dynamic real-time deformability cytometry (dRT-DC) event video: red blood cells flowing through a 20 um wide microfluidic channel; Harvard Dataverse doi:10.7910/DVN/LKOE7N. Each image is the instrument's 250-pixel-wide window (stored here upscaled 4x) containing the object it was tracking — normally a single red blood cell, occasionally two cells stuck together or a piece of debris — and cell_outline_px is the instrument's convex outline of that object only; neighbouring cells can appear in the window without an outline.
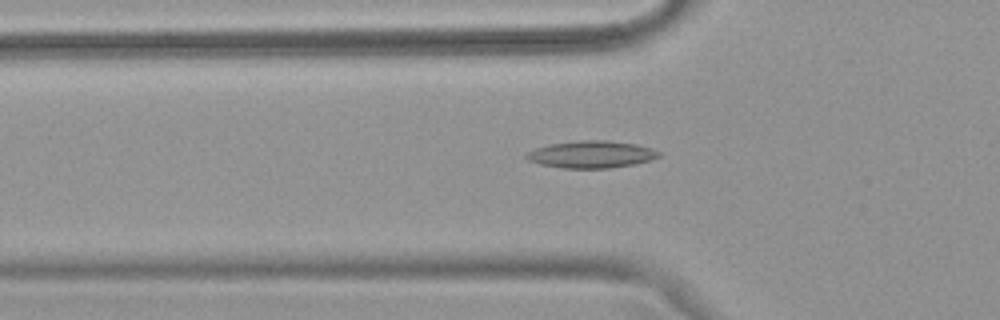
{"species": "common noctule bat (a hibernating species)", "species_latin": "Nyctalus noctula", "temperature_condition": "warm", "stored_images_in_passage": 35, "camera_frame_rate_fps": 3000, "um_per_image_px": 0.085, "animal": {"sex": "female", "body_mass_g": 18.4}, "frame": {"image": 1, "passage_image": 2, "time_ms": 0.333, "image_size_px": [1000, 320], "cell_outline_px": [[660, 156], [652, 160], [632, 164], [608, 168], [560, 168], [540, 164], [528, 160], [524, 156], [528, 152], [536, 148], [548, 144], [580, 140], [608, 140], [636, 144], [652, 148], [660, 152]], "centroid_in_image_um": [50.26, 13.12], "position_along_channel_um": 75.5, "area_um2": 20.98}}
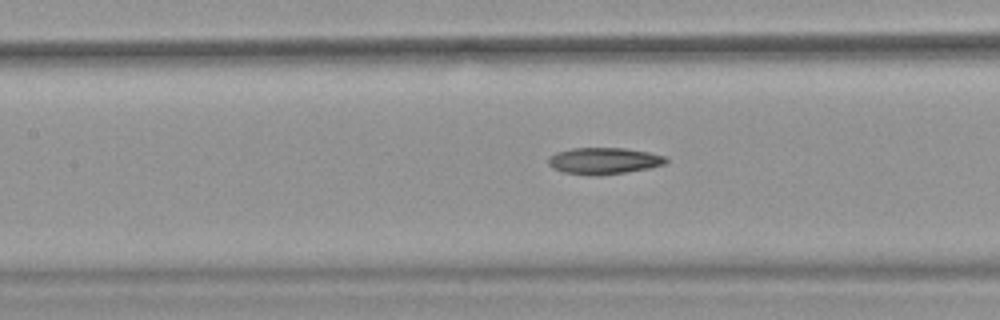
{"frame": {"image": 2, "passage_image": 8, "time_ms": 2.333, "image_size_px": [1000, 320], "cell_outline_px": [[668, 160], [664, 164], [648, 168], [600, 176], [596, 176], [564, 172], [552, 168], [548, 164], [548, 156], [556, 152], [572, 148], [624, 148], [648, 152], [664, 156]], "centroid_in_image_um": [51.28, 13.67], "position_along_channel_um": 156.1, "area_um2": 18.15}}
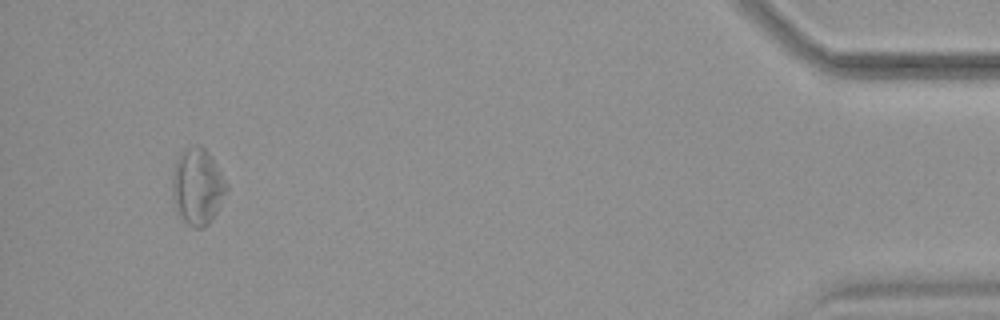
{"frame": {"image": 3, "passage_image": 33, "time_ms": 10.667, "image_size_px": [1000, 320], "cell_outline_px": [[228, 188], [212, 220], [204, 228], [192, 228], [184, 220], [176, 208], [172, 200], [172, 176], [176, 156], [180, 152], [196, 144], [204, 148], [212, 156], [228, 184]], "centroid_in_image_um": [16.78, 15.84], "position_along_channel_um": 418.4, "area_um2": 24.28}, "authors_computed_cell_mechanics": {"area_um2": 18.6694, "velocity_mm_per_s": 3.9981, "shape_relaxation_time_tau1_ms": null, "shape_relaxation_time_tau2_ms": 8.7439, "deformation_change_tau1": null, "deformation_change_tau2": 0.2286}}